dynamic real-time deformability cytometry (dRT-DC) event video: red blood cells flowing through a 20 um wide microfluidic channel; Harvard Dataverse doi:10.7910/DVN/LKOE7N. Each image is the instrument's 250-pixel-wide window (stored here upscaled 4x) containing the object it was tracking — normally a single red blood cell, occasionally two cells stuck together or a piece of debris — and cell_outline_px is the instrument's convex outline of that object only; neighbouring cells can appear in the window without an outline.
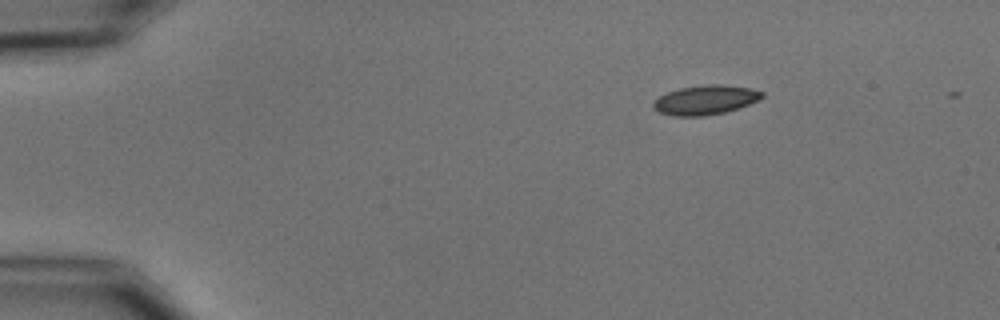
{"species": "common noctule bat (a hibernating species)", "species_latin": "Nyctalus noctula", "temperature_condition": "cold", "stored_images_in_passage": 5, "camera_frame_rate_fps": 3000, "um_per_image_px": 0.085, "animal": {"sex": "male", "body_mass_g": 15.6}, "frame": {"image": 1, "passage_image": 1, "time_ms": 0.0, "image_size_px": [1000, 320], "cell_outline_px": [[764, 96], [748, 104], [724, 112], [704, 116], [672, 116], [660, 112], [652, 108], [652, 100], [668, 92], [680, 88], [708, 84], [720, 84], [748, 88], [764, 92]], "centroid_in_image_um": [59.9, 8.5], "position_along_channel_um": 25.1, "area_um2": 18.44}}